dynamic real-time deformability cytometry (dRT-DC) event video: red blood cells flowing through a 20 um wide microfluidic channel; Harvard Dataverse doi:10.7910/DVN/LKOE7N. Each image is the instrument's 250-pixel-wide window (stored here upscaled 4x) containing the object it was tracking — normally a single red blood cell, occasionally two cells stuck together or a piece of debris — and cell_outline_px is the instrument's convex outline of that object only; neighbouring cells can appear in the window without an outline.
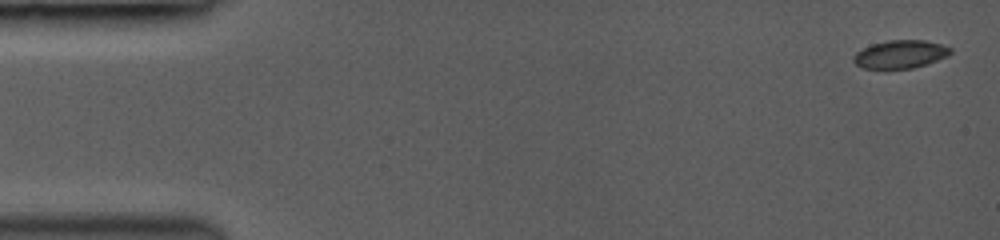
{"species": "common noctule bat (a hibernating species)", "species_latin": "Nyctalus noctula", "temperature_condition": "room temperature", "stored_images_in_passage": 10, "camera_frame_rate_fps": 3000, "um_per_image_px": 0.085, "animal": {"sex": "female", "body_mass_g": 19.0, "forearm_length_mm": 53.3}, "frame": {"image": 1, "passage_image": 1, "time_ms": 0.0, "image_size_px": [1000, 240], "cell_outline_px": [[952, 52], [948, 56], [912, 68], [864, 68], [856, 64], [852, 60], [852, 56], [856, 52], [872, 44], [888, 40], [924, 40], [940, 44], [952, 48]], "centroid_in_image_um": [76.52, 4.6], "position_along_channel_um": 8.5, "area_um2": 15.66}}
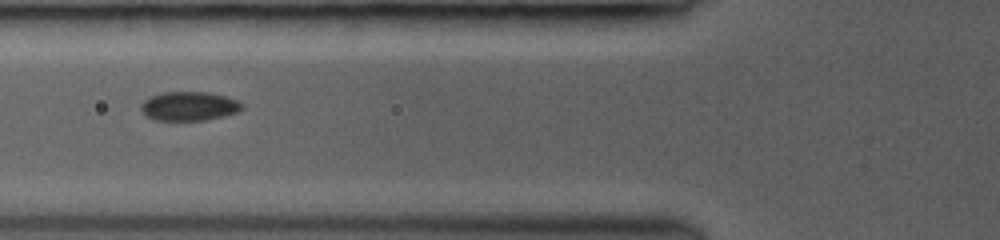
{"frame": {"image": 2, "passage_image": 7, "time_ms": 5.667, "image_size_px": [1000, 240], "cell_outline_px": [[244, 108], [240, 112], [224, 116], [204, 120], [156, 120], [148, 116], [140, 108], [140, 104], [144, 100], [152, 96], [164, 92], [208, 92], [224, 96], [236, 100], [244, 104]], "centroid_in_image_um": [16.12, 9.02], "position_along_channel_um": 109.7, "area_um2": 17.05}}
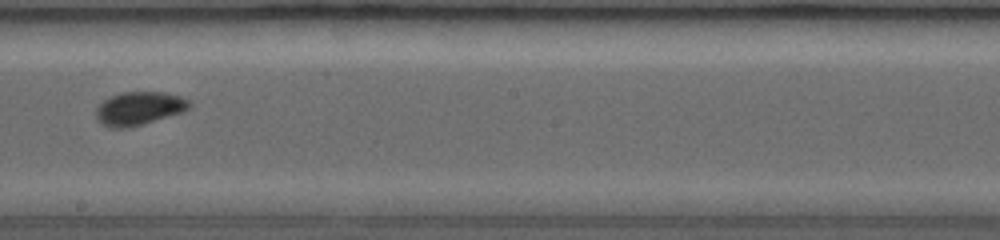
{"frame": {"image": 3, "passage_image": 10, "time_ms": 8.667, "image_size_px": [1000, 240], "cell_outline_px": [[192, 108], [184, 112], [128, 128], [108, 128], [100, 124], [96, 120], [96, 108], [104, 100], [112, 96], [124, 92], [164, 92], [180, 96], [188, 100], [192, 104]], "centroid_in_image_um": [11.83, 9.23], "position_along_channel_um": 236.4, "area_um2": 18.32}}